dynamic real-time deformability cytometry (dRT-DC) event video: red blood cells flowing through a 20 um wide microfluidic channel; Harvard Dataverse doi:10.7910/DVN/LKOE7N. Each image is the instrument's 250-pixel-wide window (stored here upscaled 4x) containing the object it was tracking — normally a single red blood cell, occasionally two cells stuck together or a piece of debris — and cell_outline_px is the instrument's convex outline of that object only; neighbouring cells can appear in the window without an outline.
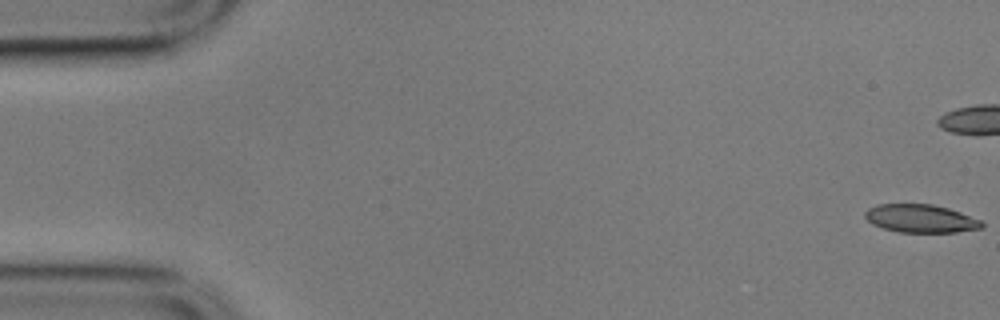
{"species": "common noctule bat (a hibernating species)", "species_latin": "Nyctalus noctula", "temperature_condition": "cold", "stored_images_in_passage": 58, "camera_frame_rate_fps": 3000, "um_per_image_px": 0.085, "animal": {"sex": "male", "body_mass_g": 17.9}, "frame": {"image": 1, "passage_image": 1, "time_ms": 0.0, "image_size_px": [1000, 320], "cell_outline_px": [[984, 224], [980, 228], [956, 232], [896, 232], [872, 224], [864, 216], [864, 212], [868, 208], [876, 204], [932, 204], [948, 208], [960, 212], [980, 220]], "centroid_in_image_um": [78.21, 18.57], "position_along_channel_um": 6.8, "area_um2": 19.07}}
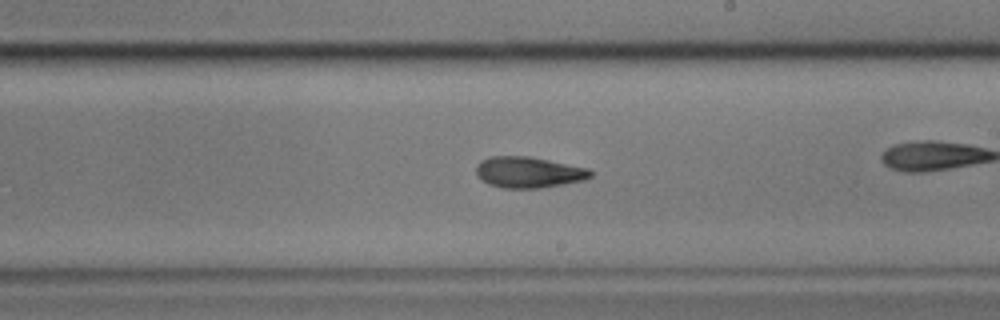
{"frame": {"image": 2, "passage_image": 33, "time_ms": 10.667, "image_size_px": [1000, 320], "cell_outline_px": [[592, 176], [584, 180], [540, 188], [504, 188], [488, 184], [480, 180], [476, 176], [476, 164], [480, 160], [492, 156], [528, 156], [588, 168], [592, 172]], "centroid_in_image_um": [44.87, 14.64], "position_along_channel_um": 244.1, "area_um2": 20.75}}
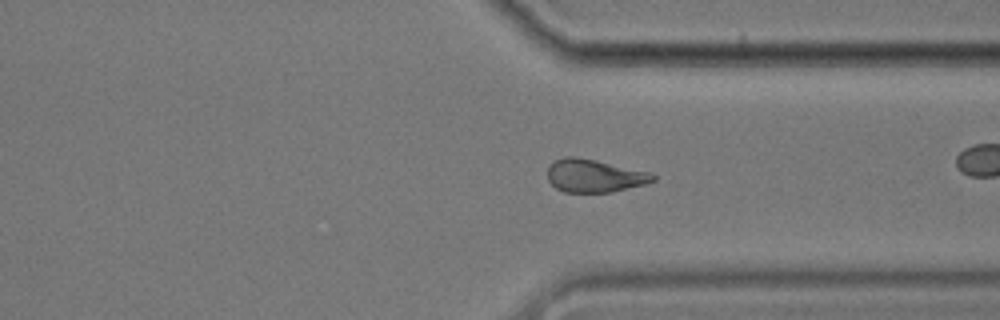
{"frame": {"image": 3, "passage_image": 43, "time_ms": 14.0, "image_size_px": [1000, 320], "cell_outline_px": [[656, 180], [644, 184], [612, 192], [564, 192], [556, 188], [548, 180], [548, 168], [552, 160], [564, 156], [576, 156], [596, 160], [652, 172], [656, 176]], "centroid_in_image_um": [50.52, 14.92], "position_along_channel_um": 360.9, "area_um2": 20.46}, "authors_computed_cell_mechanics": {"area_um2": 20.808, "velocity_mm_per_s": 3.5048, "shape_relaxation_time_tau1_ms": 10.6521, "shape_relaxation_time_tau2_ms": 5.1327, "deformation_change_tau1": 0.2253, "deformation_change_tau2": 0.1361}}